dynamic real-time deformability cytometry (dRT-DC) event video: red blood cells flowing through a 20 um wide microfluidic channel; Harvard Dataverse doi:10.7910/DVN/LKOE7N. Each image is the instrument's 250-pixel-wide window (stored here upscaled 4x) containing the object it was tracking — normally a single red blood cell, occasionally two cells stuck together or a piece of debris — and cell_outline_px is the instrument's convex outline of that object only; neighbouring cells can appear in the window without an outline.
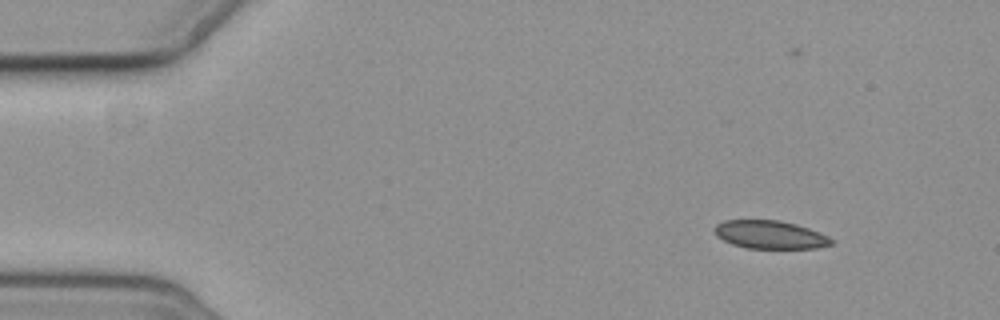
{"species": "common noctule bat (a hibernating species)", "species_latin": "Nyctalus noctula", "temperature_condition": "cold", "stored_images_in_passage": 4, "segment_of_instrument_passage": [2, 2], "camera_frame_rate_fps": 3000, "um_per_image_px": 0.085, "animal": {"sex": "female", "body_mass_g": 19.3, "forearm_length_mm": 54.1}, "frame": {"image": 1, "passage_image": 4, "time_ms": 4.667, "image_size_px": [1000, 320], "cell_outline_px": [[836, 240], [832, 244], [816, 248], [748, 248], [732, 244], [716, 236], [712, 228], [716, 224], [724, 220], [780, 220], [796, 224], [808, 228], [828, 236]], "centroid_in_image_um": [65.44, 19.94], "position_along_channel_um": 19.6, "area_um2": 19.25}}